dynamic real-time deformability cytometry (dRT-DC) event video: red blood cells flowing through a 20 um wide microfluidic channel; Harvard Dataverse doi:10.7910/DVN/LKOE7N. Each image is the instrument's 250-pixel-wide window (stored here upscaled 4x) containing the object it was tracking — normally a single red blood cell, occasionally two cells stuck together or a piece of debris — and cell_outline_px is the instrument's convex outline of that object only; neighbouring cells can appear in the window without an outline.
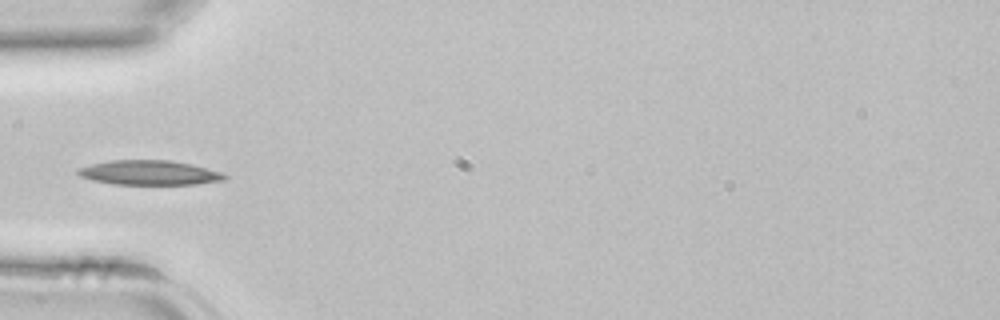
{"species": "common noctule bat (a hibernating species)", "species_latin": "Nyctalus noctula", "temperature_condition": "room temperature", "stored_images_in_passage": 29, "camera_frame_rate_fps": 3000, "um_per_image_px": 0.085, "animal": {"sex": "female", "body_mass_g": 22.7, "forearm_length_mm": 54.2}, "frame": {"image": 1, "passage_image": 1, "time_ms": 0.0, "image_size_px": [1000, 320], "cell_outline_px": [[228, 176], [224, 180], [196, 184], [112, 184], [92, 180], [80, 176], [76, 172], [76, 168], [108, 160], [172, 160], [192, 164], [224, 172]], "centroid_in_image_um": [12.7, 14.67], "position_along_channel_um": 72.3, "area_um2": 21.21}}